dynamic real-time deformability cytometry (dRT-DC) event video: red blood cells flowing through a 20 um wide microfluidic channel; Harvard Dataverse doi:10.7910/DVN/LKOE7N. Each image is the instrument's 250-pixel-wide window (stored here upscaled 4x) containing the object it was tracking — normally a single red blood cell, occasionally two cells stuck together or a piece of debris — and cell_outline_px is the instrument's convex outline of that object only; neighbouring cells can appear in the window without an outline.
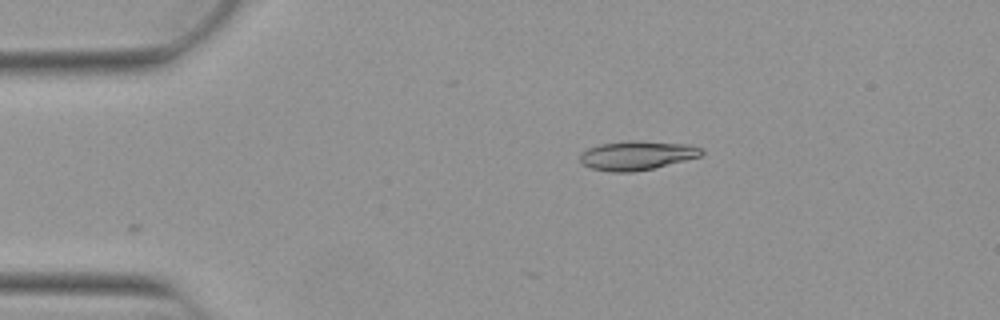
{"species": "Egyptian fruit bat (a non-hibernating species)", "species_latin": "Rousettus aegyptiacus", "temperature_condition": "warm", "stored_images_in_passage": 10, "camera_frame_rate_fps": 3000, "um_per_image_px": 0.085, "animal": {"sex": "female"}, "frame": {"image": 1, "passage_image": 1, "time_ms": 0.0, "image_size_px": [1000, 320], "cell_outline_px": [[704, 152], [700, 156], [652, 168], [632, 172], [608, 172], [592, 168], [584, 164], [580, 160], [580, 156], [588, 148], [600, 144], [688, 144], [704, 148]], "centroid_in_image_um": [54.14, 13.27], "position_along_channel_um": 30.9, "area_um2": 19.07}}
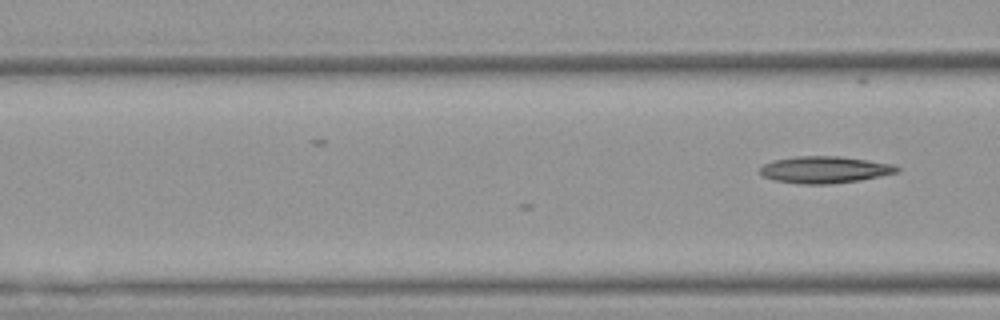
{"frame": {"image": 2, "passage_image": 10, "time_ms": 3.0, "image_size_px": [1000, 320], "cell_outline_px": [[900, 172], [860, 180], [828, 184], [796, 184], [776, 180], [764, 176], [760, 172], [760, 168], [764, 164], [772, 160], [796, 156], [840, 156], [868, 160], [892, 164], [900, 168]], "centroid_in_image_um": [70.11, 14.42], "position_along_channel_um": 96.5, "area_um2": 21.44}}